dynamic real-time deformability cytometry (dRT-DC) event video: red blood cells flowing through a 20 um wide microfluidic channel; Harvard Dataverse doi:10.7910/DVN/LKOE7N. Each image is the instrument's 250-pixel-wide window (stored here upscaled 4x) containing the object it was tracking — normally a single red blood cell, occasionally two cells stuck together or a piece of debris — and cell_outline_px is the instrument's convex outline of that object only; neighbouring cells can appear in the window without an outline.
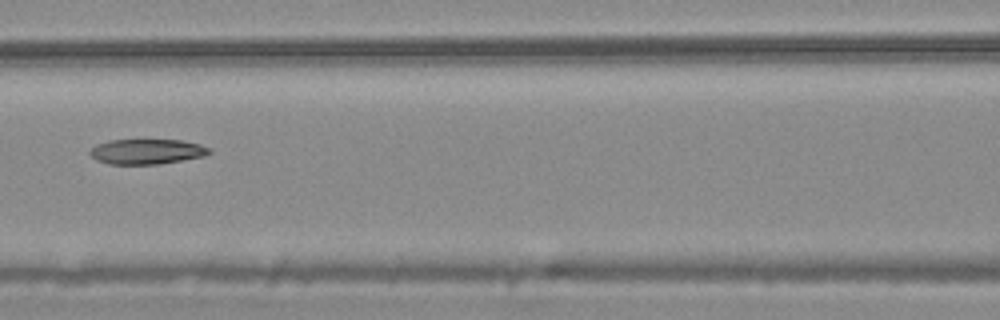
{"species": "common noctule bat (a hibernating species)", "species_latin": "Nyctalus noctula", "temperature_condition": "warm", "stored_images_in_passage": 9, "camera_frame_rate_fps": 3000, "um_per_image_px": 0.085, "animal": {"sex": "male", "body_mass_g": 20.4}, "frame": {"image": 1, "passage_image": 6, "time_ms": 1.667, "image_size_px": [1000, 320], "cell_outline_px": [[212, 152], [204, 156], [156, 164], [108, 164], [96, 160], [88, 152], [96, 144], [108, 140], [180, 140], [200, 144], [212, 148]], "centroid_in_image_um": [12.47, 12.87], "position_along_channel_um": 154.1, "area_um2": 17.46}}
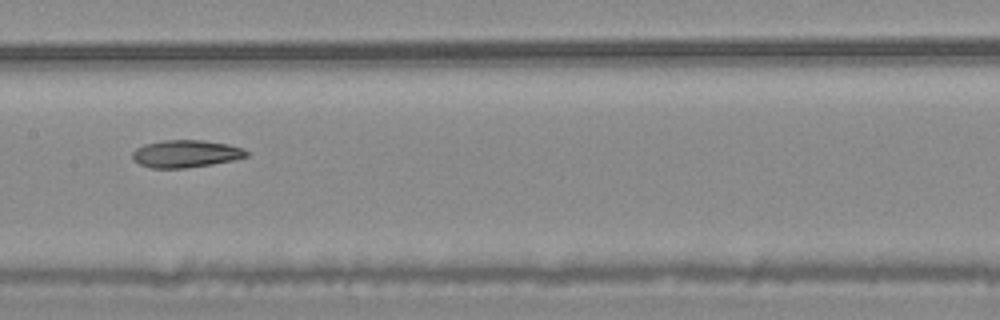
{"frame": {"image": 2, "passage_image": 7, "time_ms": 2.0, "image_size_px": [1000, 320], "cell_outline_px": [[248, 156], [236, 160], [212, 164], [184, 168], [152, 168], [140, 164], [132, 160], [132, 152], [136, 148], [144, 144], [164, 140], [204, 140], [228, 144], [244, 148], [248, 152]], "centroid_in_image_um": [15.81, 13.06], "position_along_channel_um": 191.6, "area_um2": 18.38}}
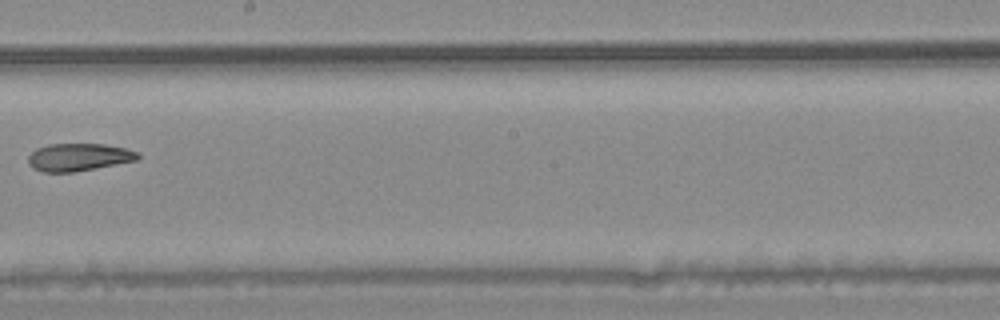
{"frame": {"image": 3, "passage_image": 8, "time_ms": 2.333, "image_size_px": [1000, 320], "cell_outline_px": [[140, 156], [136, 160], [96, 168], [72, 172], [40, 172], [32, 168], [28, 164], [28, 156], [36, 148], [48, 144], [104, 144], [128, 148], [136, 152]], "centroid_in_image_um": [6.65, 13.36], "position_along_channel_um": 241.6, "area_um2": 17.69}}